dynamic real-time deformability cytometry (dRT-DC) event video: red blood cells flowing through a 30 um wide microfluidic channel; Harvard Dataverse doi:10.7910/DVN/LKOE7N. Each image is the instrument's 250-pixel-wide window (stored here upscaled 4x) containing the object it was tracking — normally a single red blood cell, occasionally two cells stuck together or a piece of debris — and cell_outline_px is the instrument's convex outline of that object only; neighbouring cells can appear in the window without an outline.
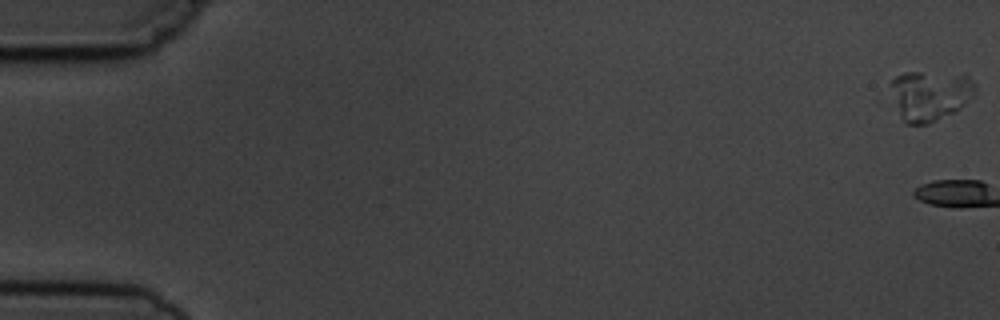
{"species": "common noctule bat (a hibernating species)", "species_latin": "Nyctalus noctula", "temperature_condition": "cold", "stored_images_in_passage": 6, "segment_of_instrument_passage": [1, 2], "camera_frame_rate_fps": 3000, "um_per_image_px": 0.085, "animal": {"sex": "male", "body_mass_g": 19.5, "forearm_length_mm": 54.6}, "frame": {"image": 1, "passage_image": 1, "time_ms": 0.0, "image_size_px": [1000, 320], "cell_outline_px": [[976, 88], [964, 104], [960, 108], [928, 124], [904, 124], [884, 104], [892, 80], [896, 76], [904, 72], [920, 72], [968, 76], [976, 84]], "centroid_in_image_um": [78.82, 8.16], "position_along_channel_um": 6.2, "area_um2": 25.72}}